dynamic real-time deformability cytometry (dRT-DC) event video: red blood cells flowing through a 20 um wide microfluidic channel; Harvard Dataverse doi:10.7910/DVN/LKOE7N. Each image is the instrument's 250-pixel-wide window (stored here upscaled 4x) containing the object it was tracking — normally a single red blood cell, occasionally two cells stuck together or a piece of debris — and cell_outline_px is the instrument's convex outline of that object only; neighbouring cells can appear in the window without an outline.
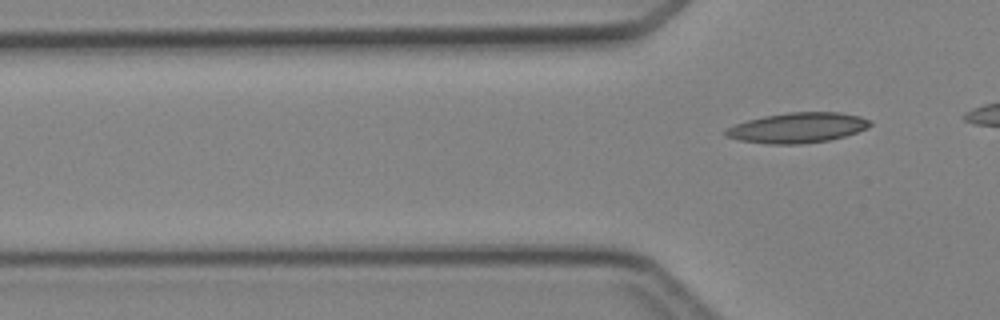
{"species": "Egyptian fruit bat (a non-hibernating species)", "species_latin": "Rousettus aegyptiacus", "temperature_condition": "cold", "stored_images_in_passage": 6, "segment_of_instrument_passage": [2, 2], "camera_frame_rate_fps": 3000, "um_per_image_px": 0.085, "animal": {"sex": "female"}, "frame": {"image": 1, "passage_image": 6, "time_ms": 7.0, "image_size_px": [1000, 320], "cell_outline_px": [[872, 124], [868, 128], [844, 136], [828, 140], [800, 144], [768, 144], [740, 140], [724, 136], [724, 128], [748, 120], [764, 116], [788, 112], [840, 112], [860, 116], [872, 120]], "centroid_in_image_um": [67.79, 10.85], "position_along_channel_um": 58.0, "area_um2": 25.49}}